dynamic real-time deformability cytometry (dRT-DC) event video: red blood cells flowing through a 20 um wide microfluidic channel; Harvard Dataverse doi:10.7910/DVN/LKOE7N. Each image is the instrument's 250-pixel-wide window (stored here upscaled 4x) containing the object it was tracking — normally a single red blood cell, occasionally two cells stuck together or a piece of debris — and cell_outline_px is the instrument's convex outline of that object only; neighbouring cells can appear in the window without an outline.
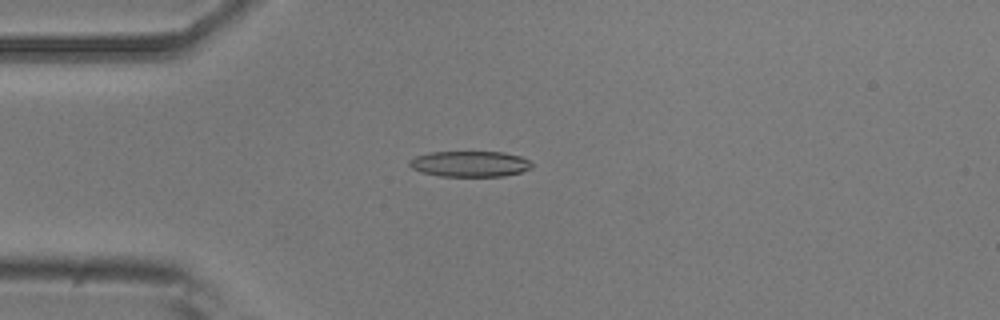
{"species": "common noctule bat (a hibernating species)", "species_latin": "Nyctalus noctula", "temperature_condition": "room temperature", "stored_images_in_passage": 51, "camera_frame_rate_fps": 3000, "um_per_image_px": 0.085, "animal": {"sex": "male", "body_mass_g": 20.5, "forearm_length_mm": 52.5}, "frame": {"image": 1, "passage_image": 13, "time_ms": 4.0, "image_size_px": [1000, 320], "cell_outline_px": [[532, 168], [520, 172], [504, 176], [440, 176], [420, 172], [412, 168], [408, 164], [408, 160], [416, 156], [432, 152], [504, 152], [520, 156], [528, 160], [532, 164]], "centroid_in_image_um": [39.92, 13.93], "position_along_channel_um": 45.1, "area_um2": 18.38}}
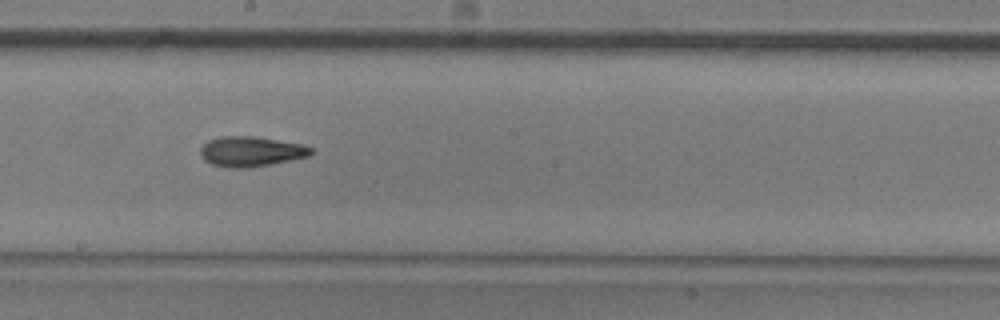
{"frame": {"image": 2, "passage_image": 28, "time_ms": 9.0, "image_size_px": [1000, 320], "cell_outline_px": [[312, 156], [272, 164], [248, 168], [228, 168], [212, 164], [204, 160], [200, 156], [200, 148], [208, 140], [220, 136], [252, 136], [304, 144], [312, 148]], "centroid_in_image_um": [21.34, 12.88], "position_along_channel_um": 226.9, "area_um2": 19.65}}
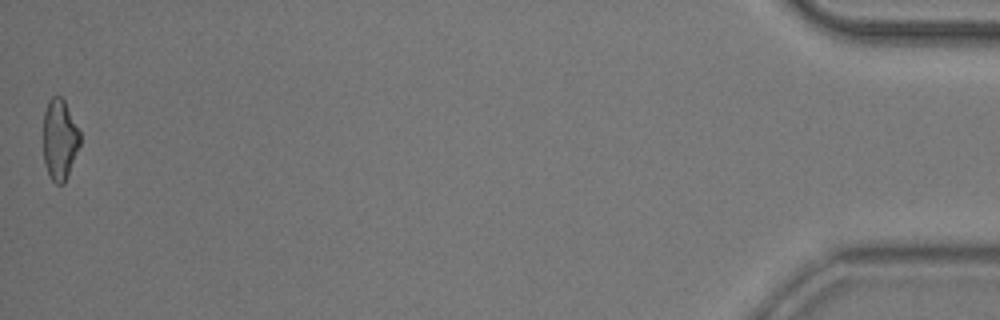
{"frame": {"image": 3, "passage_image": 51, "time_ms": 16.667, "image_size_px": [1000, 320], "cell_outline_px": [[80, 144], [64, 184], [56, 184], [52, 180], [44, 164], [44, 112], [48, 100], [52, 96], [60, 96], [64, 100], [80, 132]], "centroid_in_image_um": [5.07, 11.85], "position_along_channel_um": 430.1, "area_um2": 17.11}, "authors_computed_cell_mechanics": {"area_um2": 18.6116, "velocity_mm_per_s": 3.9409, "shape_relaxation_time_tau1_ms": 7.3453, "shape_relaxation_time_tau2_ms": 6.3283, "deformation_change_tau1": 0.1877, "deformation_change_tau2": 0.183}}